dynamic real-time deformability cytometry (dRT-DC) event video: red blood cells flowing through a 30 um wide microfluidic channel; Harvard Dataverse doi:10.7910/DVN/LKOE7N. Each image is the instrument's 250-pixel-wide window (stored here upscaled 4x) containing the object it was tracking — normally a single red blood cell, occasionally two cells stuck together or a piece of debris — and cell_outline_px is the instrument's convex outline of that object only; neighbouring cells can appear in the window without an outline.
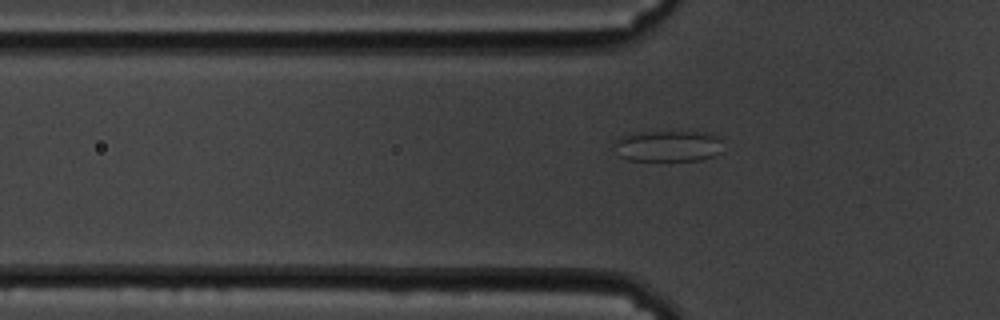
{"species": "common noctule bat (a hibernating species)", "species_latin": "Nyctalus noctula", "temperature_condition": "cold", "stored_images_in_passage": 56, "camera_frame_rate_fps": 3000, "um_per_image_px": 0.085, "animal": {"sex": "male", "body_mass_g": 19.5, "forearm_length_mm": 54.6}, "frame": {"image": 1, "passage_image": 19, "time_ms": 6.0, "image_size_px": [1000, 320], "cell_outline_px": [[720, 152], [712, 156], [700, 160], [668, 164], [628, 160], [620, 156], [612, 148], [616, 140], [620, 136], [648, 132], [696, 132], [716, 136], [720, 140]], "centroid_in_image_um": [56.7, 12.49], "position_along_channel_um": 69.1, "area_um2": 20.4}}
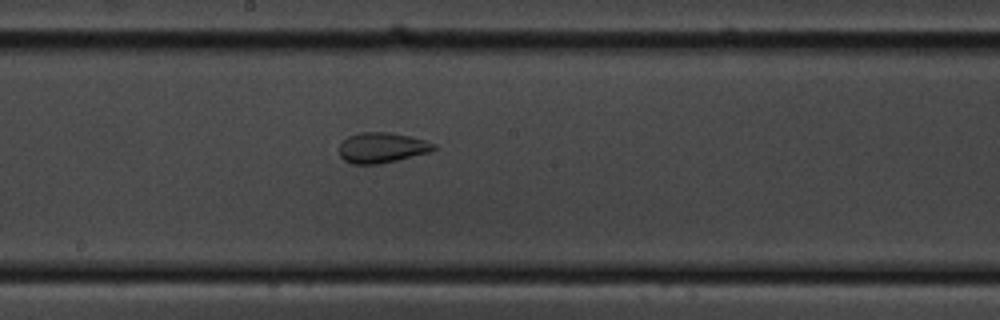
{"frame": {"image": 2, "passage_image": 32, "time_ms": 10.333, "image_size_px": [1000, 320], "cell_outline_px": [[436, 148], [432, 152], [380, 164], [352, 164], [344, 160], [340, 156], [340, 144], [348, 136], [360, 132], [388, 132], [412, 136], [436, 144]], "centroid_in_image_um": [32.49, 12.55], "position_along_channel_um": 215.7, "area_um2": 16.88}}
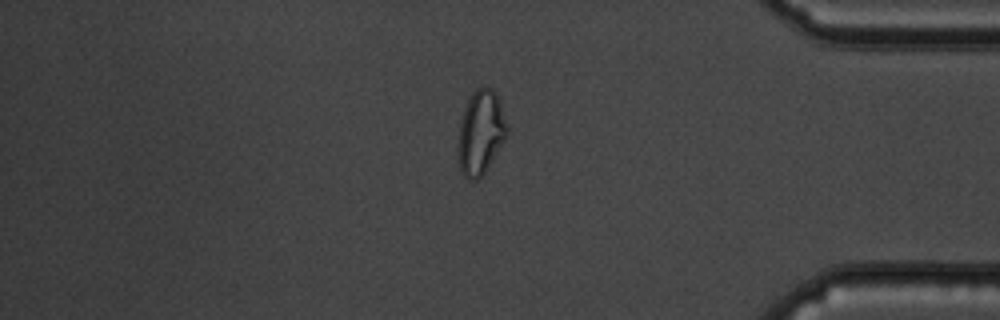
{"frame": {"image": 3, "passage_image": 50, "time_ms": 16.333, "image_size_px": [1000, 320], "cell_outline_px": [[508, 136], [488, 168], [476, 180], [468, 180], [460, 172], [456, 156], [456, 152], [460, 120], [464, 108], [472, 92], [476, 88], [492, 88], [496, 92], [500, 100], [508, 128]], "centroid_in_image_um": [40.84, 11.29], "position_along_channel_um": 394.4, "area_um2": 24.62}}